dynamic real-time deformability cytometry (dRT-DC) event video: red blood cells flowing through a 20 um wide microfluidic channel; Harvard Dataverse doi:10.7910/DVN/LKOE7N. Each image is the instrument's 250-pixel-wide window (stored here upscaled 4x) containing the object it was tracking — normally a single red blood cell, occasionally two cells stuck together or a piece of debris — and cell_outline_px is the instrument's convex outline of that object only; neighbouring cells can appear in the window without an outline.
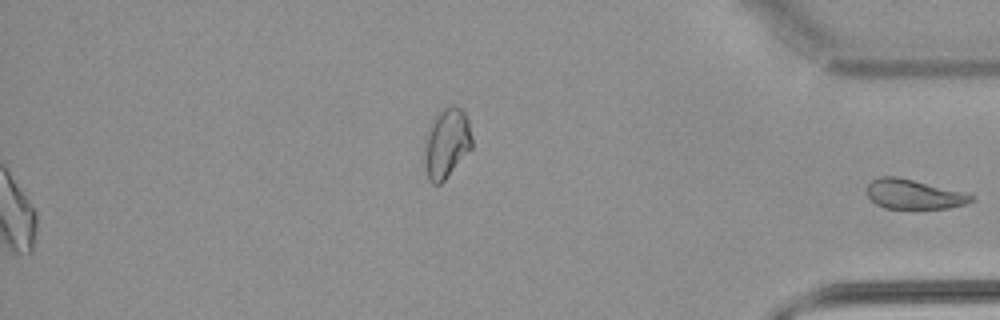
{"species": "common noctule bat (a hibernating species)", "species_latin": "Nyctalus noctula", "temperature_condition": "warm", "stored_images_in_passage": 53, "segment_of_instrument_passage": [2, 2], "camera_frame_rate_fps": 3000, "um_per_image_px": 0.085, "animal": {"sex": "male", "body_mass_g": 21.5, "forearm_length_mm": 52.0}, "frame": {"image": 1, "passage_image": 53, "time_ms": 17.333, "image_size_px": [1000, 320], "cell_outline_px": [[976, 196], [972, 200], [964, 204], [948, 208], [884, 208], [876, 204], [868, 196], [864, 188], [872, 180], [880, 176], [896, 176], [964, 192]], "centroid_in_image_um": [77.62, 16.5], "position_along_channel_um": 357.6, "area_um2": 17.92}}